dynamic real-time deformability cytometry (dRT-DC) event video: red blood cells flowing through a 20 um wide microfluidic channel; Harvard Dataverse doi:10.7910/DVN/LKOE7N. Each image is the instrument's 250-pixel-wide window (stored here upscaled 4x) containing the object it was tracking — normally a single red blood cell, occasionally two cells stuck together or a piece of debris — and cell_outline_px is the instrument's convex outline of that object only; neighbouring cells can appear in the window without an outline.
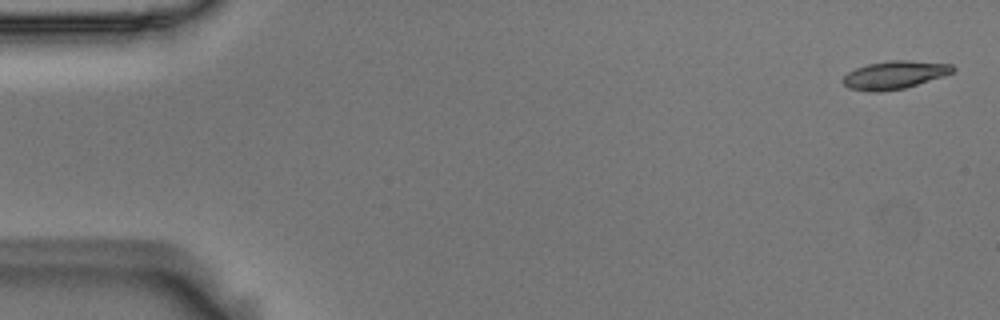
{"species": "Egyptian fruit bat (a non-hibernating species)", "species_latin": "Rousettus aegyptiacus", "temperature_condition": "room temperature", "stored_images_in_passage": 5, "camera_frame_rate_fps": 3000, "um_per_image_px": 0.085, "animal": {"sex": "male"}, "frame": {"image": 1, "passage_image": 1, "time_ms": 0.0, "image_size_px": [1000, 320], "cell_outline_px": [[956, 68], [952, 72], [944, 76], [904, 88], [880, 92], [868, 92], [848, 88], [840, 80], [848, 72], [856, 68], [868, 64], [888, 60], [908, 60], [952, 64]], "centroid_in_image_um": [76.01, 6.37], "position_along_channel_um": 9.0, "area_um2": 18.03}}